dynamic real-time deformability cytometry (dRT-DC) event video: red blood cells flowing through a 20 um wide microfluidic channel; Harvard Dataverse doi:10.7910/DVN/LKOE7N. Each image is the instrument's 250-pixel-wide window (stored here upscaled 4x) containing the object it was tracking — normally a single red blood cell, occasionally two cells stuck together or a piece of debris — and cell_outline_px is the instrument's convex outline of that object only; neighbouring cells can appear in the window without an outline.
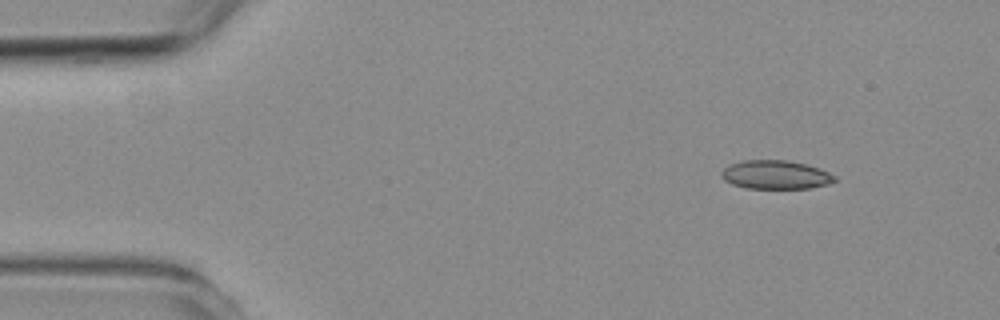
{"species": "common noctule bat (a hibernating species)", "species_latin": "Nyctalus noctula", "temperature_condition": "room temperature", "stored_images_in_passage": 4, "camera_frame_rate_fps": 3000, "um_per_image_px": 0.085, "animal": {"sex": "female", "body_mass_g": 19.3, "forearm_length_mm": 54.1}, "frame": {"image": 1, "passage_image": 1, "time_ms": 0.0, "image_size_px": [1000, 320], "cell_outline_px": [[836, 180], [828, 184], [808, 188], [748, 188], [732, 184], [724, 180], [720, 176], [720, 172], [728, 164], [744, 160], [788, 160], [820, 168], [836, 176]], "centroid_in_image_um": [65.9, 14.84], "position_along_channel_um": 19.1, "area_um2": 18.96}}
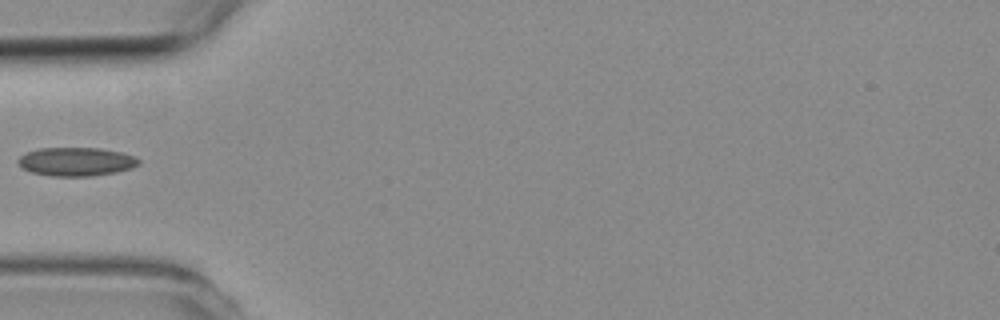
{"frame": {"image": 2, "passage_image": 4, "time_ms": 3.667, "image_size_px": [1000, 320], "cell_outline_px": [[140, 164], [132, 168], [116, 172], [92, 176], [52, 176], [32, 172], [24, 168], [16, 160], [24, 152], [40, 148], [100, 148], [120, 152], [132, 156], [140, 160]], "centroid_in_image_um": [6.47, 13.74], "position_along_channel_um": 78.5, "area_um2": 20.06}}